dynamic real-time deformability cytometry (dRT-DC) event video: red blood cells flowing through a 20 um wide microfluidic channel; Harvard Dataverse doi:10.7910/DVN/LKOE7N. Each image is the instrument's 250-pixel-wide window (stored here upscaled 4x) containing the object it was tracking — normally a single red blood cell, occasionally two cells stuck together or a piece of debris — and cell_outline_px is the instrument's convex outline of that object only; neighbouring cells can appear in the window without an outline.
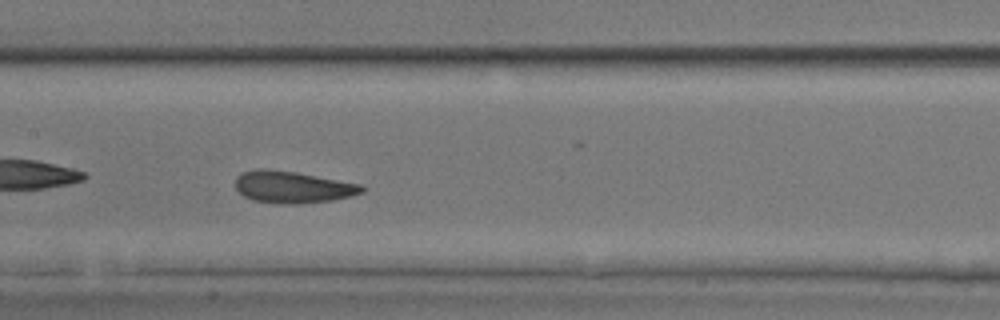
{"species": "common noctule bat (a hibernating species)", "species_latin": "Nyctalus noctula", "temperature_condition": "room temperature", "stored_images_in_passage": 38, "camera_frame_rate_fps": 3000, "um_per_image_px": 0.085, "animal": {"sex": "male", "body_mass_g": 17.9, "forearm_length_mm": 54.2}, "frame": {"image": 1, "passage_image": 11, "time_ms": 3.333, "image_size_px": [1000, 320], "cell_outline_px": [[364, 192], [352, 196], [332, 200], [296, 204], [276, 204], [252, 200], [244, 196], [236, 188], [236, 176], [240, 172], [260, 168], [264, 168], [296, 172], [360, 184], [364, 188]], "centroid_in_image_um": [24.84, 15.9], "position_along_channel_um": 182.6, "area_um2": 23.58}}
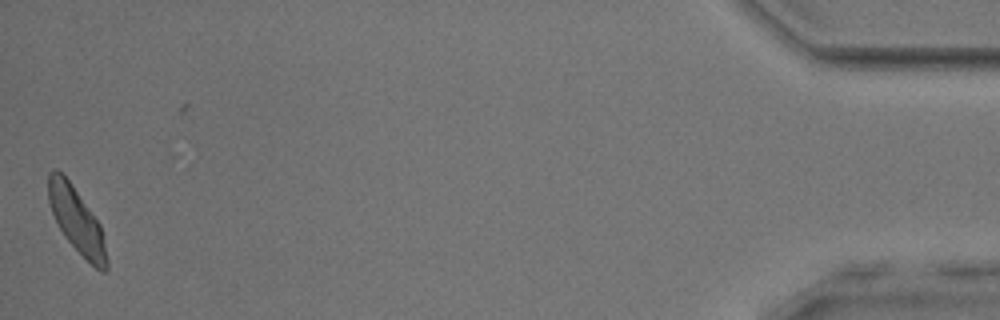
{"frame": {"image": 2, "passage_image": 37, "time_ms": 12.0, "image_size_px": [1000, 320], "cell_outline_px": [[108, 268], [104, 272], [100, 272], [64, 236], [52, 212], [48, 200], [48, 172], [56, 168], [68, 180], [100, 224], [108, 260]], "centroid_in_image_um": [6.51, 18.73], "position_along_channel_um": 428.7, "area_um2": 21.5}, "authors_computed_cell_mechanics": {"area_um2": 22.8599, "velocity_mm_per_s": 3.8883, "shape_relaxation_time_tau1_ms": 4.8683, "shape_relaxation_time_tau2_ms": 2.7627, "deformation_change_tau1": 0.1339, "deformation_change_tau2": 0.095}}